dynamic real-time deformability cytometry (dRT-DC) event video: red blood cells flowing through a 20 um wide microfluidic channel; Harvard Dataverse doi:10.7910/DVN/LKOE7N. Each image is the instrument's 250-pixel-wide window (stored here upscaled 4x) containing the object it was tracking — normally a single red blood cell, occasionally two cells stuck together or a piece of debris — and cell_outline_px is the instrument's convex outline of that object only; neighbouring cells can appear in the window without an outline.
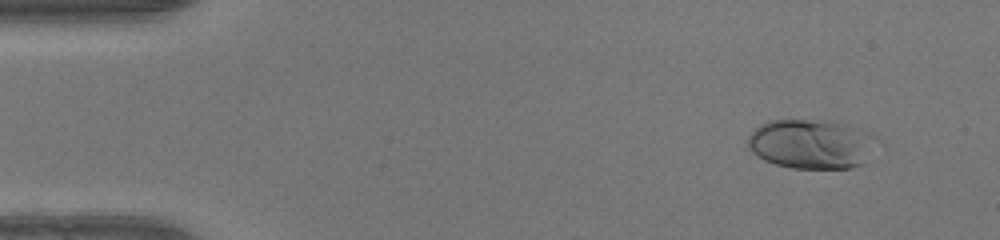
{"species": "human", "species_latin": "Homo sapiens", "temperature_condition": "warm", "stored_images_in_passage": 46, "camera_frame_rate_fps": 3000, "um_per_image_px": 0.085, "donor": {"sex": "female"}, "frame": {"image": 1, "passage_image": 1, "time_ms": 0.0, "image_size_px": [1000, 240], "cell_outline_px": [[860, 164], [848, 168], [792, 168], [776, 164], [764, 160], [756, 156], [752, 152], [748, 144], [748, 136], [756, 128], [772, 120], [804, 120], [828, 124], [848, 128], [856, 144]], "centroid_in_image_um": [68.38, 12.3], "position_along_channel_um": 16.6, "area_um2": 32.08}}
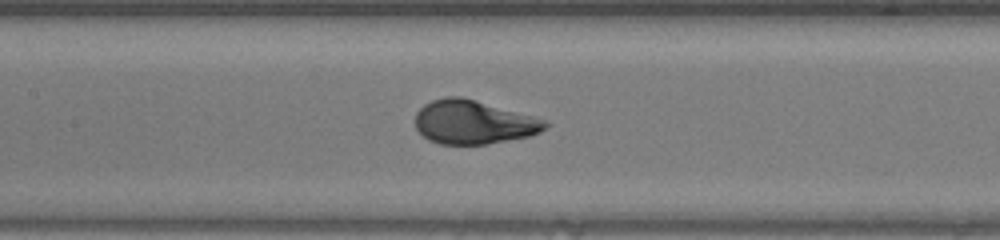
{"frame": {"image": 2, "passage_image": 20, "time_ms": 6.333, "image_size_px": [1000, 240], "cell_outline_px": [[552, 124], [540, 132], [528, 136], [484, 144], [440, 144], [428, 140], [416, 128], [416, 112], [424, 104], [432, 100], [444, 96], [460, 96], [532, 116], [544, 120]], "centroid_in_image_um": [40.22, 10.38], "position_along_channel_um": 167.2, "area_um2": 32.77}}
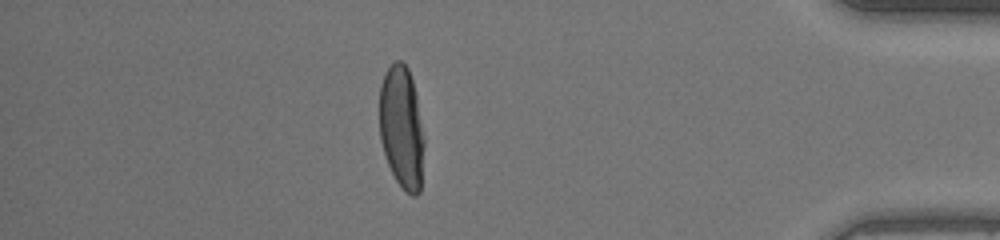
{"frame": {"image": 3, "passage_image": 40, "time_ms": 13.0, "image_size_px": [1000, 240], "cell_outline_px": [[424, 144], [420, 192], [416, 196], [412, 196], [404, 192], [396, 180], [388, 164], [380, 140], [380, 84], [388, 68], [396, 60], [400, 60], [408, 68], [412, 80], [416, 96], [424, 136]], "centroid_in_image_um": [34.15, 10.87], "position_along_channel_um": 401.1, "area_um2": 31.91}}